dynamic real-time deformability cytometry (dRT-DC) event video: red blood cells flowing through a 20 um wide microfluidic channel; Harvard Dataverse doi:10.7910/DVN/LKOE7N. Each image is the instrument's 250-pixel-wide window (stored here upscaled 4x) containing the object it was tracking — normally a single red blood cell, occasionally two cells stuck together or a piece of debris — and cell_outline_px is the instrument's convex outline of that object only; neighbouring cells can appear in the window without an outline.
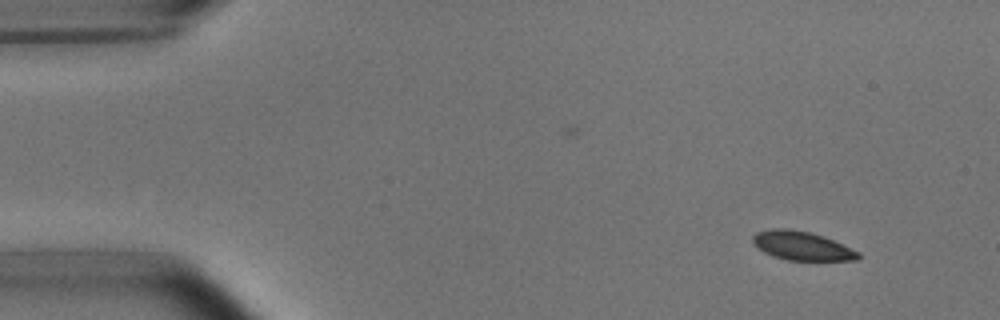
{"species": "common noctule bat (a hibernating species)", "species_latin": "Nyctalus noctula", "temperature_condition": "room temperature", "stored_images_in_passage": 5, "camera_frame_rate_fps": 3000, "um_per_image_px": 0.085, "animal": {"sex": "male", "body_mass_g": 15.6}, "frame": {"image": 1, "passage_image": 1, "time_ms": 0.0, "image_size_px": [1000, 320], "cell_outline_px": [[860, 260], [788, 260], [772, 256], [756, 248], [752, 240], [752, 236], [756, 232], [772, 228], [788, 228], [808, 232], [824, 236], [860, 252]], "centroid_in_image_um": [68.14, 20.89], "position_along_channel_um": 16.9, "area_um2": 17.8}}